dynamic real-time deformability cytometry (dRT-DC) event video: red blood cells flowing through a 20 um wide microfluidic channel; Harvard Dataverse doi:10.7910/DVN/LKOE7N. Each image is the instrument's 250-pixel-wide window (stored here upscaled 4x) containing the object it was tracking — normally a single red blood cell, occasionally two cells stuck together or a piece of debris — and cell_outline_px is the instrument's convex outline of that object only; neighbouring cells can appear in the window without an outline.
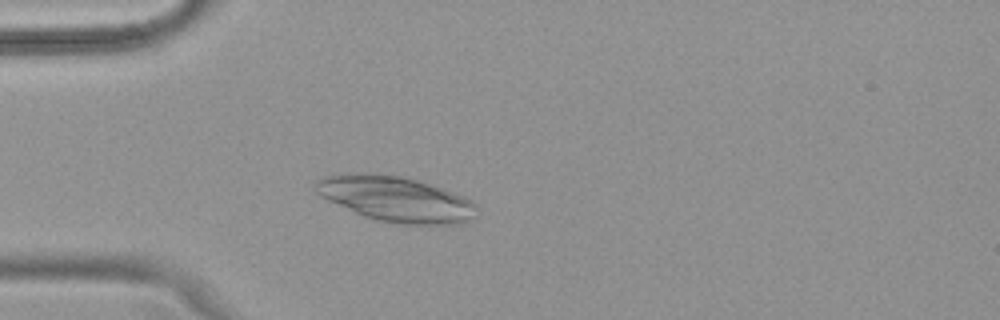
{"species": "common noctule bat (a hibernating species)", "species_latin": "Nyctalus noctula", "temperature_condition": "warm", "stored_images_in_passage": 34, "camera_frame_rate_fps": 3000, "um_per_image_px": 0.085, "animal": {"sex": "female", "body_mass_g": 18.4}, "frame": {"image": 1, "passage_image": 2, "time_ms": 0.333, "image_size_px": [1000, 320], "cell_outline_px": [[476, 204], [472, 220], [464, 224], [400, 224], [376, 220], [364, 216], [328, 200], [320, 196], [316, 192], [316, 180], [324, 176], [400, 176], [416, 180], [464, 196], [472, 200]], "centroid_in_image_um": [33.72, 16.98], "position_along_channel_um": 51.3, "area_um2": 41.1}}
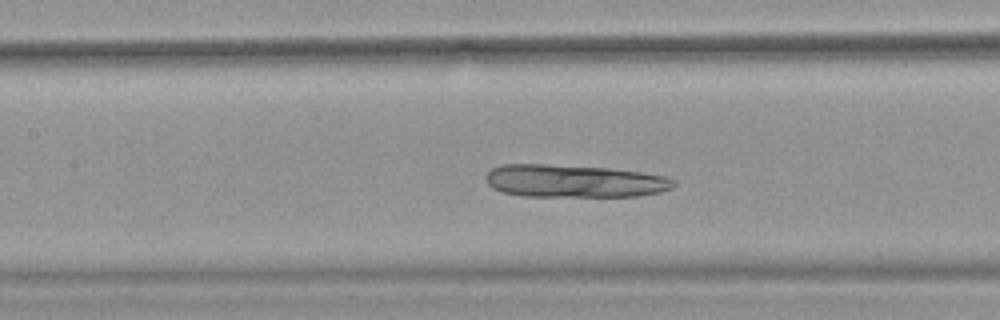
{"frame": {"image": 2, "passage_image": 11, "time_ms": 3.333, "image_size_px": [1000, 320], "cell_outline_px": [[676, 184], [672, 188], [660, 192], [636, 196], [520, 196], [504, 192], [492, 188], [488, 184], [484, 176], [492, 168], [500, 164], [544, 164], [608, 168], [640, 172], [668, 176], [676, 180]], "centroid_in_image_um": [48.8, 15.39], "position_along_channel_um": 158.6, "area_um2": 36.01}}
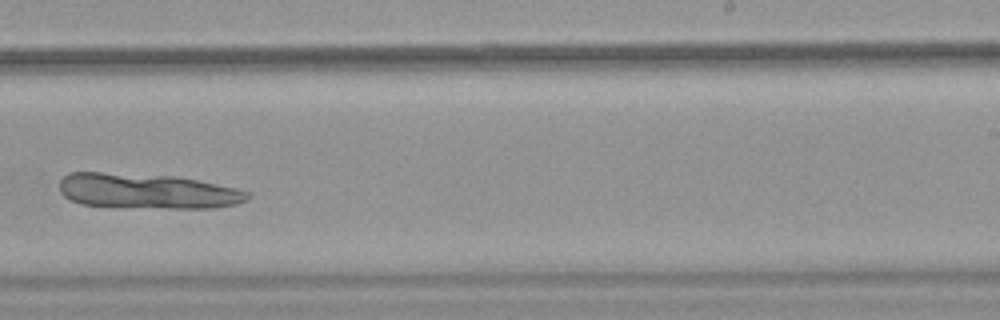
{"frame": {"image": 3, "passage_image": 20, "time_ms": 6.333, "image_size_px": [1000, 320], "cell_outline_px": [[252, 196], [248, 200], [236, 204], [216, 208], [116, 208], [80, 204], [64, 196], [60, 192], [60, 180], [68, 172], [100, 172], [172, 176], [196, 180], [236, 188], [248, 192]], "centroid_in_image_um": [12.49, 16.27], "position_along_channel_um": 276.5, "area_um2": 39.02}}